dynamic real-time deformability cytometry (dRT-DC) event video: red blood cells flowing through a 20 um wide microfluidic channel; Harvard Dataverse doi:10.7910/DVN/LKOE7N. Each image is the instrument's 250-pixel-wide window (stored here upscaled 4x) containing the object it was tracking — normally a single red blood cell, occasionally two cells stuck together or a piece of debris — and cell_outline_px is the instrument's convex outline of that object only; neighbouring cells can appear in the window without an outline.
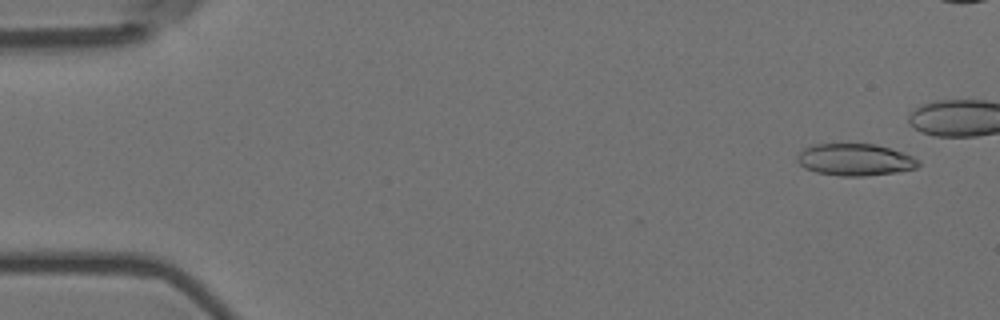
{"species": "Egyptian fruit bat (a non-hibernating species)", "species_latin": "Rousettus aegyptiacus", "temperature_condition": "room temperature", "stored_images_in_passage": 3, "camera_frame_rate_fps": 3000, "um_per_image_px": 0.085, "animal": {"sex": "female"}, "frame": {"image": 1, "passage_image": 1, "time_ms": 0.0, "image_size_px": [1000, 320], "cell_outline_px": [[920, 164], [916, 168], [896, 172], [864, 176], [840, 176], [816, 172], [804, 168], [796, 160], [796, 156], [808, 144], [876, 144], [904, 152], [920, 160]], "centroid_in_image_um": [72.67, 13.57], "position_along_channel_um": 12.3, "area_um2": 22.77}}